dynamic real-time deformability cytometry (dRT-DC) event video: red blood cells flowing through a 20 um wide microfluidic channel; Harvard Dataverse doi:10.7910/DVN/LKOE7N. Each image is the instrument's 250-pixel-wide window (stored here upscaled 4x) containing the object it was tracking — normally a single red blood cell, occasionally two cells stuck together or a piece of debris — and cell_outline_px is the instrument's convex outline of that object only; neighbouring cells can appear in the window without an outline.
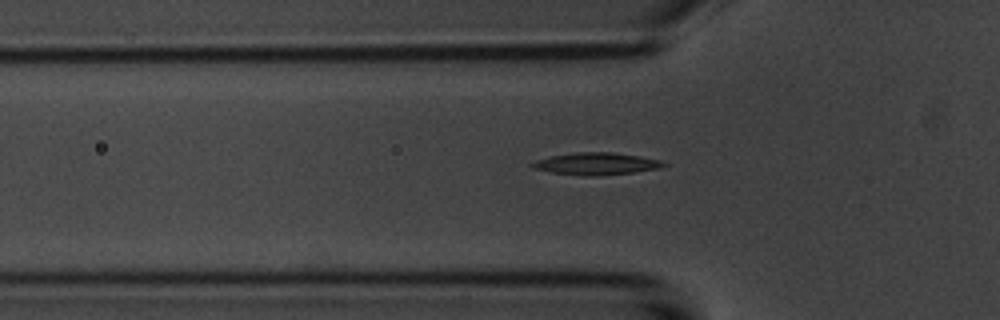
{"species": "common noctule bat (a hibernating species)", "species_latin": "Nyctalus noctula", "temperature_condition": "room temperature", "stored_images_in_passage": 10, "camera_frame_rate_fps": 3000, "um_per_image_px": 0.085, "animal": {"sex": "male", "body_mass_g": 20.1, "forearm_length_mm": 53.5}, "frame": {"image": 1, "passage_image": 6, "time_ms": 6.667, "image_size_px": [1000, 320], "cell_outline_px": [[668, 164], [660, 168], [632, 172], [596, 176], [588, 176], [552, 172], [532, 168], [528, 164], [536, 160], [552, 156], [576, 152], [612, 152], [640, 156], [660, 160]], "centroid_in_image_um": [50.67, 13.91], "position_along_channel_um": 75.1, "area_um2": 16.82}}
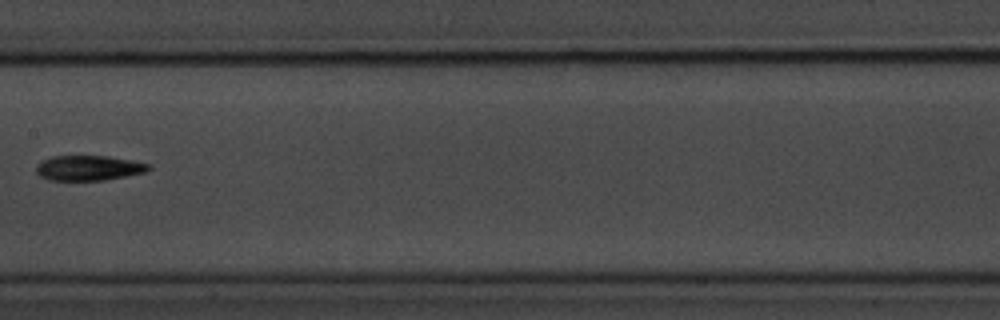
{"frame": {"image": 2, "passage_image": 9, "time_ms": 10.0, "image_size_px": [1000, 320], "cell_outline_px": [[152, 168], [144, 172], [104, 180], [48, 180], [40, 176], [36, 172], [36, 164], [52, 156], [108, 156], [152, 164]], "centroid_in_image_um": [7.53, 14.27], "position_along_channel_um": 199.9, "area_um2": 16.36}}